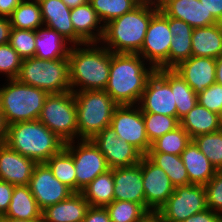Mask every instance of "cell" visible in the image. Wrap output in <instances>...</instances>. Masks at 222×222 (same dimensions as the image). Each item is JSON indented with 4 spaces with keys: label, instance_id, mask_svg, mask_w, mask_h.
Wrapping results in <instances>:
<instances>
[{
    "label": "cell",
    "instance_id": "1",
    "mask_svg": "<svg viewBox=\"0 0 222 222\" xmlns=\"http://www.w3.org/2000/svg\"><path fill=\"white\" fill-rule=\"evenodd\" d=\"M155 69L138 53L111 52L105 91L118 105H138L148 78Z\"/></svg>",
    "mask_w": 222,
    "mask_h": 222
},
{
    "label": "cell",
    "instance_id": "2",
    "mask_svg": "<svg viewBox=\"0 0 222 222\" xmlns=\"http://www.w3.org/2000/svg\"><path fill=\"white\" fill-rule=\"evenodd\" d=\"M68 61L72 92L105 90L111 64L109 49L101 43L72 45Z\"/></svg>",
    "mask_w": 222,
    "mask_h": 222
},
{
    "label": "cell",
    "instance_id": "3",
    "mask_svg": "<svg viewBox=\"0 0 222 222\" xmlns=\"http://www.w3.org/2000/svg\"><path fill=\"white\" fill-rule=\"evenodd\" d=\"M158 10L157 1L140 3L130 12L105 24L100 43L113 53H138L143 46L149 22Z\"/></svg>",
    "mask_w": 222,
    "mask_h": 222
},
{
    "label": "cell",
    "instance_id": "4",
    "mask_svg": "<svg viewBox=\"0 0 222 222\" xmlns=\"http://www.w3.org/2000/svg\"><path fill=\"white\" fill-rule=\"evenodd\" d=\"M4 143L36 163H45L65 146V142L39 120L9 124Z\"/></svg>",
    "mask_w": 222,
    "mask_h": 222
},
{
    "label": "cell",
    "instance_id": "5",
    "mask_svg": "<svg viewBox=\"0 0 222 222\" xmlns=\"http://www.w3.org/2000/svg\"><path fill=\"white\" fill-rule=\"evenodd\" d=\"M5 81L3 85L0 84V110L6 124L38 120L49 93L17 79Z\"/></svg>",
    "mask_w": 222,
    "mask_h": 222
},
{
    "label": "cell",
    "instance_id": "6",
    "mask_svg": "<svg viewBox=\"0 0 222 222\" xmlns=\"http://www.w3.org/2000/svg\"><path fill=\"white\" fill-rule=\"evenodd\" d=\"M76 101L78 139H92L110 126L118 104L105 90L73 92Z\"/></svg>",
    "mask_w": 222,
    "mask_h": 222
},
{
    "label": "cell",
    "instance_id": "7",
    "mask_svg": "<svg viewBox=\"0 0 222 222\" xmlns=\"http://www.w3.org/2000/svg\"><path fill=\"white\" fill-rule=\"evenodd\" d=\"M16 79L49 94L71 91L68 57L56 60L24 59Z\"/></svg>",
    "mask_w": 222,
    "mask_h": 222
},
{
    "label": "cell",
    "instance_id": "8",
    "mask_svg": "<svg viewBox=\"0 0 222 222\" xmlns=\"http://www.w3.org/2000/svg\"><path fill=\"white\" fill-rule=\"evenodd\" d=\"M38 120L65 143L78 140V122L74 93L49 94Z\"/></svg>",
    "mask_w": 222,
    "mask_h": 222
},
{
    "label": "cell",
    "instance_id": "9",
    "mask_svg": "<svg viewBox=\"0 0 222 222\" xmlns=\"http://www.w3.org/2000/svg\"><path fill=\"white\" fill-rule=\"evenodd\" d=\"M72 155L76 173V192L91 183L98 175L110 170L105 156L91 139H78L65 143Z\"/></svg>",
    "mask_w": 222,
    "mask_h": 222
},
{
    "label": "cell",
    "instance_id": "10",
    "mask_svg": "<svg viewBox=\"0 0 222 222\" xmlns=\"http://www.w3.org/2000/svg\"><path fill=\"white\" fill-rule=\"evenodd\" d=\"M169 30V16L160 9L152 16L144 39L138 52L155 69H169V51L172 43Z\"/></svg>",
    "mask_w": 222,
    "mask_h": 222
},
{
    "label": "cell",
    "instance_id": "11",
    "mask_svg": "<svg viewBox=\"0 0 222 222\" xmlns=\"http://www.w3.org/2000/svg\"><path fill=\"white\" fill-rule=\"evenodd\" d=\"M207 209L205 185L177 186L173 194L158 210L166 222H183Z\"/></svg>",
    "mask_w": 222,
    "mask_h": 222
},
{
    "label": "cell",
    "instance_id": "12",
    "mask_svg": "<svg viewBox=\"0 0 222 222\" xmlns=\"http://www.w3.org/2000/svg\"><path fill=\"white\" fill-rule=\"evenodd\" d=\"M142 112L158 113L177 118L174 92L170 87V69H157L148 78L138 103Z\"/></svg>",
    "mask_w": 222,
    "mask_h": 222
},
{
    "label": "cell",
    "instance_id": "13",
    "mask_svg": "<svg viewBox=\"0 0 222 222\" xmlns=\"http://www.w3.org/2000/svg\"><path fill=\"white\" fill-rule=\"evenodd\" d=\"M110 126L121 140L133 145L143 155L148 153L152 144L147 137L144 118L138 105H118Z\"/></svg>",
    "mask_w": 222,
    "mask_h": 222
},
{
    "label": "cell",
    "instance_id": "14",
    "mask_svg": "<svg viewBox=\"0 0 222 222\" xmlns=\"http://www.w3.org/2000/svg\"><path fill=\"white\" fill-rule=\"evenodd\" d=\"M28 186L41 210L65 200L74 193L53 175L46 163L35 165Z\"/></svg>",
    "mask_w": 222,
    "mask_h": 222
},
{
    "label": "cell",
    "instance_id": "15",
    "mask_svg": "<svg viewBox=\"0 0 222 222\" xmlns=\"http://www.w3.org/2000/svg\"><path fill=\"white\" fill-rule=\"evenodd\" d=\"M91 140L105 156L110 169L133 166L143 157L137 148L121 140L111 126L105 127Z\"/></svg>",
    "mask_w": 222,
    "mask_h": 222
},
{
    "label": "cell",
    "instance_id": "16",
    "mask_svg": "<svg viewBox=\"0 0 222 222\" xmlns=\"http://www.w3.org/2000/svg\"><path fill=\"white\" fill-rule=\"evenodd\" d=\"M145 192V210L158 211L173 194L175 187L165 171L155 165L146 155L141 159Z\"/></svg>",
    "mask_w": 222,
    "mask_h": 222
},
{
    "label": "cell",
    "instance_id": "17",
    "mask_svg": "<svg viewBox=\"0 0 222 222\" xmlns=\"http://www.w3.org/2000/svg\"><path fill=\"white\" fill-rule=\"evenodd\" d=\"M157 3L166 16L182 20L192 28L219 23L212 14H208L200 0H157Z\"/></svg>",
    "mask_w": 222,
    "mask_h": 222
},
{
    "label": "cell",
    "instance_id": "18",
    "mask_svg": "<svg viewBox=\"0 0 222 222\" xmlns=\"http://www.w3.org/2000/svg\"><path fill=\"white\" fill-rule=\"evenodd\" d=\"M173 70L178 73L196 94L203 92L216 81V59L191 56Z\"/></svg>",
    "mask_w": 222,
    "mask_h": 222
},
{
    "label": "cell",
    "instance_id": "19",
    "mask_svg": "<svg viewBox=\"0 0 222 222\" xmlns=\"http://www.w3.org/2000/svg\"><path fill=\"white\" fill-rule=\"evenodd\" d=\"M114 200L131 201L145 209V192L141 161L128 167L113 169Z\"/></svg>",
    "mask_w": 222,
    "mask_h": 222
},
{
    "label": "cell",
    "instance_id": "20",
    "mask_svg": "<svg viewBox=\"0 0 222 222\" xmlns=\"http://www.w3.org/2000/svg\"><path fill=\"white\" fill-rule=\"evenodd\" d=\"M37 163L0 143V180L12 185H28Z\"/></svg>",
    "mask_w": 222,
    "mask_h": 222
},
{
    "label": "cell",
    "instance_id": "21",
    "mask_svg": "<svg viewBox=\"0 0 222 222\" xmlns=\"http://www.w3.org/2000/svg\"><path fill=\"white\" fill-rule=\"evenodd\" d=\"M44 25L57 31L72 45L86 44L73 28L69 8L62 0H38Z\"/></svg>",
    "mask_w": 222,
    "mask_h": 222
},
{
    "label": "cell",
    "instance_id": "22",
    "mask_svg": "<svg viewBox=\"0 0 222 222\" xmlns=\"http://www.w3.org/2000/svg\"><path fill=\"white\" fill-rule=\"evenodd\" d=\"M81 192H74L68 198L42 210L43 222H82L89 208Z\"/></svg>",
    "mask_w": 222,
    "mask_h": 222
},
{
    "label": "cell",
    "instance_id": "23",
    "mask_svg": "<svg viewBox=\"0 0 222 222\" xmlns=\"http://www.w3.org/2000/svg\"><path fill=\"white\" fill-rule=\"evenodd\" d=\"M70 19L75 33L85 43H100L104 34V24L88 2L71 8Z\"/></svg>",
    "mask_w": 222,
    "mask_h": 222
},
{
    "label": "cell",
    "instance_id": "24",
    "mask_svg": "<svg viewBox=\"0 0 222 222\" xmlns=\"http://www.w3.org/2000/svg\"><path fill=\"white\" fill-rule=\"evenodd\" d=\"M72 44L57 31L45 25L35 30V56L39 59L56 60L69 56Z\"/></svg>",
    "mask_w": 222,
    "mask_h": 222
},
{
    "label": "cell",
    "instance_id": "25",
    "mask_svg": "<svg viewBox=\"0 0 222 222\" xmlns=\"http://www.w3.org/2000/svg\"><path fill=\"white\" fill-rule=\"evenodd\" d=\"M180 156L187 169L189 184L206 185L214 177L217 169L193 141Z\"/></svg>",
    "mask_w": 222,
    "mask_h": 222
},
{
    "label": "cell",
    "instance_id": "26",
    "mask_svg": "<svg viewBox=\"0 0 222 222\" xmlns=\"http://www.w3.org/2000/svg\"><path fill=\"white\" fill-rule=\"evenodd\" d=\"M192 56L217 59L222 55V23L193 28Z\"/></svg>",
    "mask_w": 222,
    "mask_h": 222
},
{
    "label": "cell",
    "instance_id": "27",
    "mask_svg": "<svg viewBox=\"0 0 222 222\" xmlns=\"http://www.w3.org/2000/svg\"><path fill=\"white\" fill-rule=\"evenodd\" d=\"M180 126L193 139L198 135L214 133L222 128L219 114L211 112L199 103L180 119Z\"/></svg>",
    "mask_w": 222,
    "mask_h": 222
},
{
    "label": "cell",
    "instance_id": "28",
    "mask_svg": "<svg viewBox=\"0 0 222 222\" xmlns=\"http://www.w3.org/2000/svg\"><path fill=\"white\" fill-rule=\"evenodd\" d=\"M169 30L173 36L169 51V69L192 56L193 28L182 20L169 17Z\"/></svg>",
    "mask_w": 222,
    "mask_h": 222
},
{
    "label": "cell",
    "instance_id": "29",
    "mask_svg": "<svg viewBox=\"0 0 222 222\" xmlns=\"http://www.w3.org/2000/svg\"><path fill=\"white\" fill-rule=\"evenodd\" d=\"M3 216L22 220L42 219V210L28 185H14L11 202Z\"/></svg>",
    "mask_w": 222,
    "mask_h": 222
},
{
    "label": "cell",
    "instance_id": "30",
    "mask_svg": "<svg viewBox=\"0 0 222 222\" xmlns=\"http://www.w3.org/2000/svg\"><path fill=\"white\" fill-rule=\"evenodd\" d=\"M91 207H105L114 200L113 169L98 175L81 190Z\"/></svg>",
    "mask_w": 222,
    "mask_h": 222
},
{
    "label": "cell",
    "instance_id": "31",
    "mask_svg": "<svg viewBox=\"0 0 222 222\" xmlns=\"http://www.w3.org/2000/svg\"><path fill=\"white\" fill-rule=\"evenodd\" d=\"M146 156L168 175L174 187L189 185L187 169L180 155L161 152H148Z\"/></svg>",
    "mask_w": 222,
    "mask_h": 222
},
{
    "label": "cell",
    "instance_id": "32",
    "mask_svg": "<svg viewBox=\"0 0 222 222\" xmlns=\"http://www.w3.org/2000/svg\"><path fill=\"white\" fill-rule=\"evenodd\" d=\"M9 18L16 29L36 30L44 25L38 0H23Z\"/></svg>",
    "mask_w": 222,
    "mask_h": 222
},
{
    "label": "cell",
    "instance_id": "33",
    "mask_svg": "<svg viewBox=\"0 0 222 222\" xmlns=\"http://www.w3.org/2000/svg\"><path fill=\"white\" fill-rule=\"evenodd\" d=\"M170 87L174 92L175 104L177 109V119L185 116L198 103V96L185 80L170 69Z\"/></svg>",
    "mask_w": 222,
    "mask_h": 222
},
{
    "label": "cell",
    "instance_id": "34",
    "mask_svg": "<svg viewBox=\"0 0 222 222\" xmlns=\"http://www.w3.org/2000/svg\"><path fill=\"white\" fill-rule=\"evenodd\" d=\"M45 163L61 183L76 192V173L73 157L65 148L52 155Z\"/></svg>",
    "mask_w": 222,
    "mask_h": 222
},
{
    "label": "cell",
    "instance_id": "35",
    "mask_svg": "<svg viewBox=\"0 0 222 222\" xmlns=\"http://www.w3.org/2000/svg\"><path fill=\"white\" fill-rule=\"evenodd\" d=\"M192 138L179 125L172 131L162 135L155 140L148 152H161L174 155H181L185 148L190 144Z\"/></svg>",
    "mask_w": 222,
    "mask_h": 222
},
{
    "label": "cell",
    "instance_id": "36",
    "mask_svg": "<svg viewBox=\"0 0 222 222\" xmlns=\"http://www.w3.org/2000/svg\"><path fill=\"white\" fill-rule=\"evenodd\" d=\"M89 3L104 25L140 4L137 0H89Z\"/></svg>",
    "mask_w": 222,
    "mask_h": 222
},
{
    "label": "cell",
    "instance_id": "37",
    "mask_svg": "<svg viewBox=\"0 0 222 222\" xmlns=\"http://www.w3.org/2000/svg\"><path fill=\"white\" fill-rule=\"evenodd\" d=\"M192 141L217 170H222V129L198 135Z\"/></svg>",
    "mask_w": 222,
    "mask_h": 222
},
{
    "label": "cell",
    "instance_id": "38",
    "mask_svg": "<svg viewBox=\"0 0 222 222\" xmlns=\"http://www.w3.org/2000/svg\"><path fill=\"white\" fill-rule=\"evenodd\" d=\"M142 115L146 134L151 144L180 125V121L176 117L149 112H142Z\"/></svg>",
    "mask_w": 222,
    "mask_h": 222
},
{
    "label": "cell",
    "instance_id": "39",
    "mask_svg": "<svg viewBox=\"0 0 222 222\" xmlns=\"http://www.w3.org/2000/svg\"><path fill=\"white\" fill-rule=\"evenodd\" d=\"M105 208L111 222H138L147 212L140 204L131 201L113 200Z\"/></svg>",
    "mask_w": 222,
    "mask_h": 222
},
{
    "label": "cell",
    "instance_id": "40",
    "mask_svg": "<svg viewBox=\"0 0 222 222\" xmlns=\"http://www.w3.org/2000/svg\"><path fill=\"white\" fill-rule=\"evenodd\" d=\"M10 46L24 59L35 56V30L12 28Z\"/></svg>",
    "mask_w": 222,
    "mask_h": 222
},
{
    "label": "cell",
    "instance_id": "41",
    "mask_svg": "<svg viewBox=\"0 0 222 222\" xmlns=\"http://www.w3.org/2000/svg\"><path fill=\"white\" fill-rule=\"evenodd\" d=\"M23 59L9 43L0 45V74L5 79H16Z\"/></svg>",
    "mask_w": 222,
    "mask_h": 222
},
{
    "label": "cell",
    "instance_id": "42",
    "mask_svg": "<svg viewBox=\"0 0 222 222\" xmlns=\"http://www.w3.org/2000/svg\"><path fill=\"white\" fill-rule=\"evenodd\" d=\"M207 208L222 215V170L205 185Z\"/></svg>",
    "mask_w": 222,
    "mask_h": 222
},
{
    "label": "cell",
    "instance_id": "43",
    "mask_svg": "<svg viewBox=\"0 0 222 222\" xmlns=\"http://www.w3.org/2000/svg\"><path fill=\"white\" fill-rule=\"evenodd\" d=\"M198 103L211 112L220 114L222 110V85L214 83L197 94Z\"/></svg>",
    "mask_w": 222,
    "mask_h": 222
},
{
    "label": "cell",
    "instance_id": "44",
    "mask_svg": "<svg viewBox=\"0 0 222 222\" xmlns=\"http://www.w3.org/2000/svg\"><path fill=\"white\" fill-rule=\"evenodd\" d=\"M13 190L14 185L6 181L0 180V213L2 216L8 210Z\"/></svg>",
    "mask_w": 222,
    "mask_h": 222
},
{
    "label": "cell",
    "instance_id": "45",
    "mask_svg": "<svg viewBox=\"0 0 222 222\" xmlns=\"http://www.w3.org/2000/svg\"><path fill=\"white\" fill-rule=\"evenodd\" d=\"M82 222H111L105 207H89Z\"/></svg>",
    "mask_w": 222,
    "mask_h": 222
},
{
    "label": "cell",
    "instance_id": "46",
    "mask_svg": "<svg viewBox=\"0 0 222 222\" xmlns=\"http://www.w3.org/2000/svg\"><path fill=\"white\" fill-rule=\"evenodd\" d=\"M183 222H222V215L207 208L202 212L188 217Z\"/></svg>",
    "mask_w": 222,
    "mask_h": 222
},
{
    "label": "cell",
    "instance_id": "47",
    "mask_svg": "<svg viewBox=\"0 0 222 222\" xmlns=\"http://www.w3.org/2000/svg\"><path fill=\"white\" fill-rule=\"evenodd\" d=\"M202 5L206 8L208 14L222 23V0H200Z\"/></svg>",
    "mask_w": 222,
    "mask_h": 222
},
{
    "label": "cell",
    "instance_id": "48",
    "mask_svg": "<svg viewBox=\"0 0 222 222\" xmlns=\"http://www.w3.org/2000/svg\"><path fill=\"white\" fill-rule=\"evenodd\" d=\"M11 30L10 18L0 16V45L9 43Z\"/></svg>",
    "mask_w": 222,
    "mask_h": 222
},
{
    "label": "cell",
    "instance_id": "49",
    "mask_svg": "<svg viewBox=\"0 0 222 222\" xmlns=\"http://www.w3.org/2000/svg\"><path fill=\"white\" fill-rule=\"evenodd\" d=\"M23 0H0V16L10 17Z\"/></svg>",
    "mask_w": 222,
    "mask_h": 222
},
{
    "label": "cell",
    "instance_id": "50",
    "mask_svg": "<svg viewBox=\"0 0 222 222\" xmlns=\"http://www.w3.org/2000/svg\"><path fill=\"white\" fill-rule=\"evenodd\" d=\"M138 222H166L159 211H147Z\"/></svg>",
    "mask_w": 222,
    "mask_h": 222
},
{
    "label": "cell",
    "instance_id": "51",
    "mask_svg": "<svg viewBox=\"0 0 222 222\" xmlns=\"http://www.w3.org/2000/svg\"><path fill=\"white\" fill-rule=\"evenodd\" d=\"M7 128L8 125L6 124L4 115L0 110V143H4L7 137Z\"/></svg>",
    "mask_w": 222,
    "mask_h": 222
},
{
    "label": "cell",
    "instance_id": "52",
    "mask_svg": "<svg viewBox=\"0 0 222 222\" xmlns=\"http://www.w3.org/2000/svg\"><path fill=\"white\" fill-rule=\"evenodd\" d=\"M216 83L222 85V55L216 59Z\"/></svg>",
    "mask_w": 222,
    "mask_h": 222
},
{
    "label": "cell",
    "instance_id": "53",
    "mask_svg": "<svg viewBox=\"0 0 222 222\" xmlns=\"http://www.w3.org/2000/svg\"><path fill=\"white\" fill-rule=\"evenodd\" d=\"M69 8H74L77 6L84 5L89 2V0H62Z\"/></svg>",
    "mask_w": 222,
    "mask_h": 222
},
{
    "label": "cell",
    "instance_id": "54",
    "mask_svg": "<svg viewBox=\"0 0 222 222\" xmlns=\"http://www.w3.org/2000/svg\"><path fill=\"white\" fill-rule=\"evenodd\" d=\"M0 222H43V220L42 219L22 220V219H13L10 217L2 216Z\"/></svg>",
    "mask_w": 222,
    "mask_h": 222
},
{
    "label": "cell",
    "instance_id": "55",
    "mask_svg": "<svg viewBox=\"0 0 222 222\" xmlns=\"http://www.w3.org/2000/svg\"><path fill=\"white\" fill-rule=\"evenodd\" d=\"M139 3L145 2L147 0H137Z\"/></svg>",
    "mask_w": 222,
    "mask_h": 222
},
{
    "label": "cell",
    "instance_id": "56",
    "mask_svg": "<svg viewBox=\"0 0 222 222\" xmlns=\"http://www.w3.org/2000/svg\"><path fill=\"white\" fill-rule=\"evenodd\" d=\"M219 116H220V119H221V121H222V110H221Z\"/></svg>",
    "mask_w": 222,
    "mask_h": 222
}]
</instances>
